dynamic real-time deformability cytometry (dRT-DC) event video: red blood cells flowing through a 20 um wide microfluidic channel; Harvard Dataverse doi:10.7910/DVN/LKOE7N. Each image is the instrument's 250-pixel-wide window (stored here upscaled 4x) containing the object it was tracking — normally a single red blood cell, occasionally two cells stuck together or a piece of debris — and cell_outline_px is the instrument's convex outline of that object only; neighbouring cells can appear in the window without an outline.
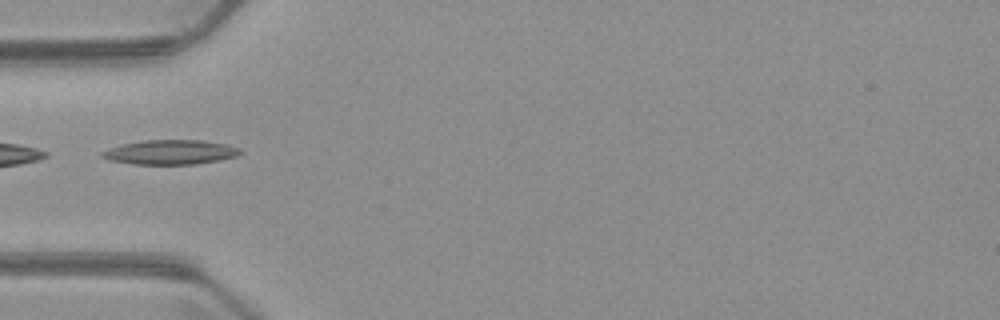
{"species": "common noctule bat (a hibernating species)", "species_latin": "Nyctalus noctula", "temperature_condition": "warm", "stored_images_in_passage": 5, "camera_frame_rate_fps": 3000, "um_per_image_px": 0.085, "animal": {"sex": "male", "body_mass_g": 23.1, "forearm_length_mm": 52.7}, "frame": {"image": 1, "passage_image": 5, "time_ms": 4.667, "image_size_px": [1000, 320], "cell_outline_px": [[244, 152], [236, 156], [220, 160], [196, 164], [132, 164], [108, 160], [100, 156], [100, 152], [108, 148], [120, 144], [144, 140], [200, 140], [224, 144], [240, 148]], "centroid_in_image_um": [14.44, 12.94], "position_along_channel_um": 70.6, "area_um2": 19.88}}